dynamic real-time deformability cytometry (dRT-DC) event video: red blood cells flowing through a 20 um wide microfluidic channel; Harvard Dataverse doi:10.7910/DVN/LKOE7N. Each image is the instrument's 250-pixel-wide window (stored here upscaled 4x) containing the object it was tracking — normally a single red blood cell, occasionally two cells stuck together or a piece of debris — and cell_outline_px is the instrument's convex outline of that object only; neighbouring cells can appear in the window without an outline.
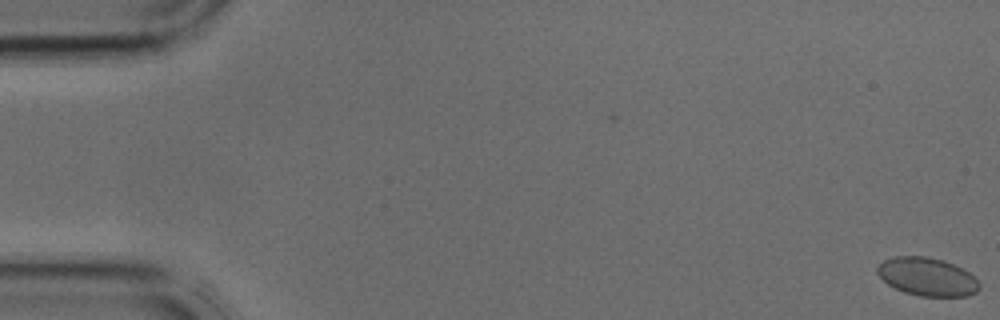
{"species": "common noctule bat (a hibernating species)", "species_latin": "Nyctalus noctula", "temperature_condition": "cold", "stored_images_in_passage": 3, "camera_frame_rate_fps": 3000, "um_per_image_px": 0.085, "animal": {"sex": "male", "body_mass_g": 17.9, "forearm_length_mm": 54.2}, "frame": {"image": 1, "passage_image": 3, "time_ms": 0.667, "image_size_px": [1000, 320], "cell_outline_px": [[980, 288], [976, 292], [968, 296], [920, 296], [904, 292], [888, 284], [876, 272], [876, 268], [884, 260], [896, 256], [924, 256], [944, 260], [968, 272], [980, 284]], "centroid_in_image_um": [78.8, 23.52], "position_along_channel_um": 6.2, "area_um2": 22.48}}